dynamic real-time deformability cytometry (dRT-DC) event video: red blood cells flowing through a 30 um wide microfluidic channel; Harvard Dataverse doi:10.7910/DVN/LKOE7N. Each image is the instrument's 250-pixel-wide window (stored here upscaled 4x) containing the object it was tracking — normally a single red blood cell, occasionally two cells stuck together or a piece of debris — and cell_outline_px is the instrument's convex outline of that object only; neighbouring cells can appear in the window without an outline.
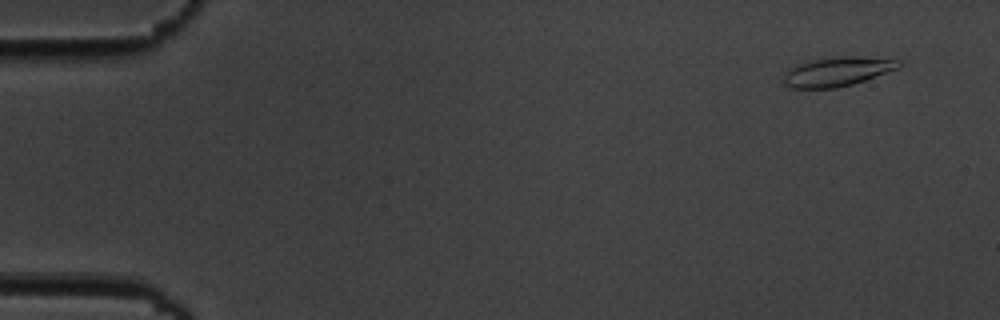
{"species": "common noctule bat (a hibernating species)", "species_latin": "Nyctalus noctula", "temperature_condition": "cold", "stored_images_in_passage": 5, "camera_frame_rate_fps": 3000, "um_per_image_px": 0.085, "animal": {"sex": "male", "body_mass_g": 19.5, "forearm_length_mm": 54.6}, "frame": {"image": 1, "passage_image": 1, "time_ms": 0.0, "image_size_px": [1000, 320], "cell_outline_px": [[904, 64], [900, 68], [852, 84], [836, 88], [788, 88], [784, 84], [784, 76], [796, 64], [816, 60], [844, 56], [852, 56], [900, 60]], "centroid_in_image_um": [71.21, 6.1], "position_along_channel_um": 13.8, "area_um2": 19.31}}